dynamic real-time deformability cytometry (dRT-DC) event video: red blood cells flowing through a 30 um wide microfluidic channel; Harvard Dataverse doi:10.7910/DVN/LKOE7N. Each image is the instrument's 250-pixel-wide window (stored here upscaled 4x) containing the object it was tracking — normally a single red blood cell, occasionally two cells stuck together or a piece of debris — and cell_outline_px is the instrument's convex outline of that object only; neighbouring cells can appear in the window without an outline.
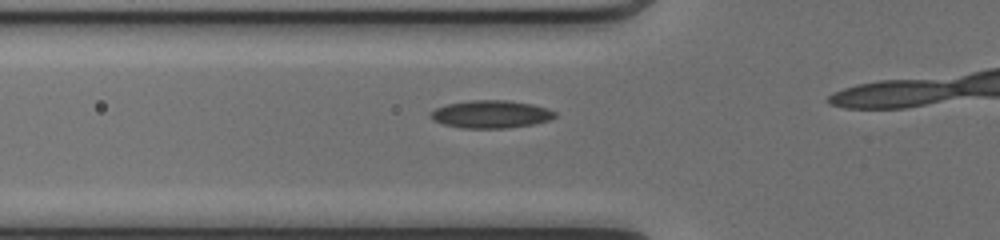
{"species": "common noctule bat (a hibernating species)", "species_latin": "Nyctalus noctula", "temperature_condition": "cold", "stored_images_in_passage": 14, "camera_frame_rate_fps": 3000, "um_per_image_px": 0.085, "animal": {"sex": "female", "body_mass_g": 17.0, "forearm_length_mm": 48.0}, "frame": {"image": 1, "passage_image": 10, "time_ms": 3.0, "image_size_px": [1000, 240], "cell_outline_px": [[556, 116], [548, 120], [532, 124], [504, 128], [460, 128], [444, 124], [432, 120], [428, 116], [436, 108], [448, 104], [468, 100], [508, 100], [532, 104], [548, 108], [556, 112]], "centroid_in_image_um": [41.71, 9.7], "position_along_channel_um": 84.1, "area_um2": 20.06}}